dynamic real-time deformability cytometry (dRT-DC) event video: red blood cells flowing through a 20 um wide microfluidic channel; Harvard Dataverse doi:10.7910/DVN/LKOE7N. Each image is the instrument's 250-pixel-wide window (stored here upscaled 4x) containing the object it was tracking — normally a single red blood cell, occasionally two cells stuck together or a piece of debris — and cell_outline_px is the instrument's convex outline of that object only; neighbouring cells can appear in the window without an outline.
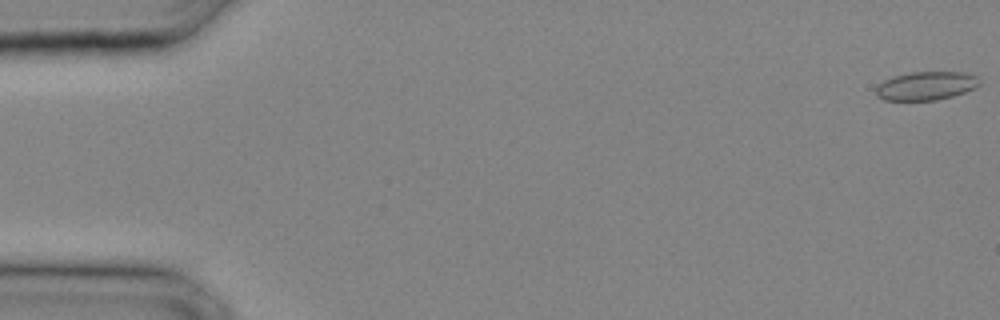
{"species": "common noctule bat (a hibernating species)", "species_latin": "Nyctalus noctula", "temperature_condition": "cold", "stored_images_in_passage": 30, "camera_frame_rate_fps": 3000, "um_per_image_px": 0.085, "animal": {"sex": "male", "body_mass_g": 20.4}, "frame": {"image": 1, "passage_image": 1, "time_ms": 0.0, "image_size_px": [1000, 320], "cell_outline_px": [[980, 84], [976, 88], [952, 96], [936, 100], [884, 100], [876, 96], [876, 88], [884, 80], [896, 76], [912, 72], [964, 72], [976, 76]], "centroid_in_image_um": [78.73, 7.3], "position_along_channel_um": 6.3, "area_um2": 17.05}}
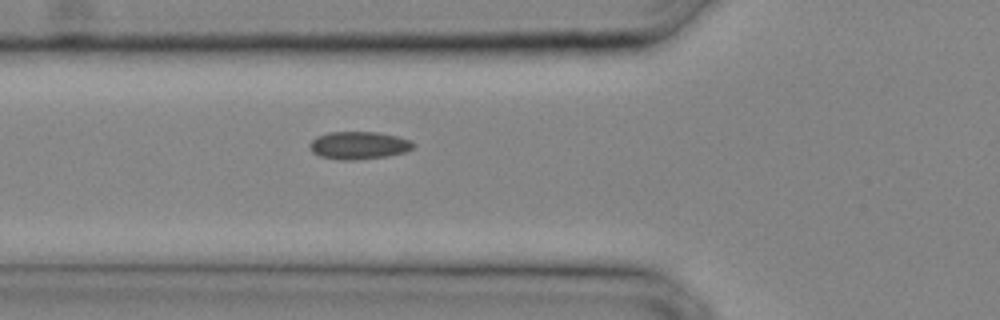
{"frame": {"image": 2, "passage_image": 12, "time_ms": 3.667, "image_size_px": [1000, 320], "cell_outline_px": [[416, 144], [412, 148], [404, 152], [388, 156], [356, 160], [336, 160], [320, 156], [312, 152], [308, 144], [316, 136], [328, 132], [376, 132], [396, 136], [408, 140]], "centroid_in_image_um": [30.45, 12.36], "position_along_channel_um": 95.4, "area_um2": 16.76}}
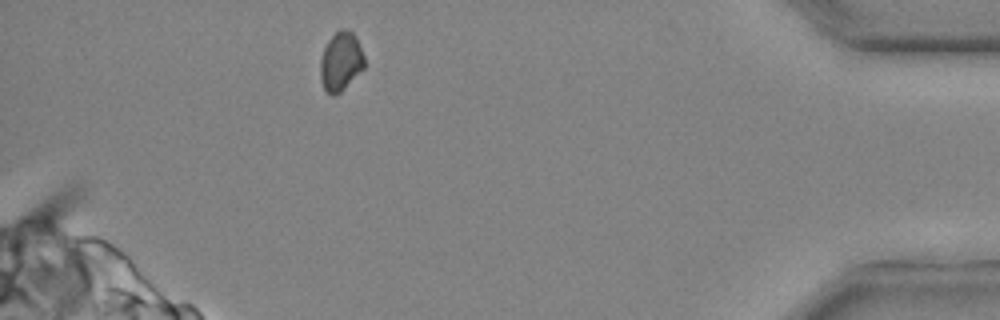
{"frame": {"image": 3, "passage_image": 29, "time_ms": 9.333, "image_size_px": [1000, 320], "cell_outline_px": [[364, 68], [340, 92], [332, 96], [324, 92], [320, 76], [320, 60], [324, 48], [328, 40], [340, 28], [344, 28], [352, 32], [356, 36], [364, 56]], "centroid_in_image_um": [28.95, 5.23], "position_along_channel_um": 406.2, "area_um2": 15.2}}